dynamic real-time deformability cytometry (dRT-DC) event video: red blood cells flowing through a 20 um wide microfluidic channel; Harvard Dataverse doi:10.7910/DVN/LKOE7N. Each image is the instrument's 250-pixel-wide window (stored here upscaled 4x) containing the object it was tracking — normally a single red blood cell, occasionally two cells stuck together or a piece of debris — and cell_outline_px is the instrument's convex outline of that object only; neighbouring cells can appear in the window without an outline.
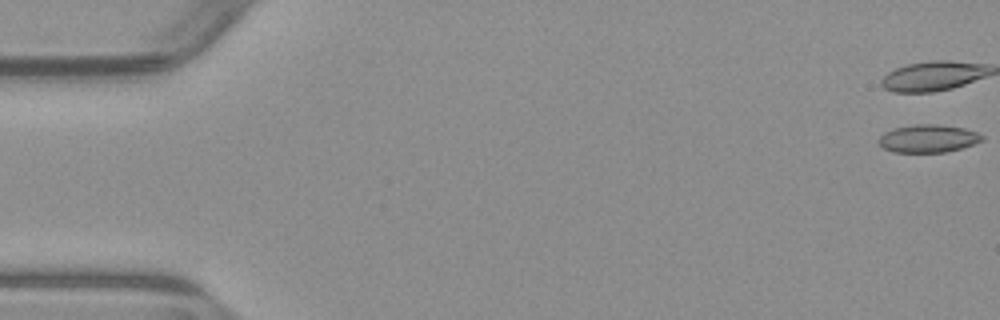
{"species": "common noctule bat (a hibernating species)", "species_latin": "Nyctalus noctula", "temperature_condition": "warm", "stored_images_in_passage": 54, "camera_frame_rate_fps": 3000, "um_per_image_px": 0.085, "animal": {"sex": "male", "body_mass_g": 23.1, "forearm_length_mm": 52.7}, "frame": {"image": 1, "passage_image": 1, "time_ms": 0.0, "image_size_px": [1000, 320], "cell_outline_px": [[984, 140], [964, 148], [948, 152], [892, 152], [884, 148], [876, 140], [884, 132], [892, 128], [916, 124], [936, 124], [964, 128], [976, 132], [984, 136]], "centroid_in_image_um": [78.89, 11.78], "position_along_channel_um": 6.1, "area_um2": 16.99}}